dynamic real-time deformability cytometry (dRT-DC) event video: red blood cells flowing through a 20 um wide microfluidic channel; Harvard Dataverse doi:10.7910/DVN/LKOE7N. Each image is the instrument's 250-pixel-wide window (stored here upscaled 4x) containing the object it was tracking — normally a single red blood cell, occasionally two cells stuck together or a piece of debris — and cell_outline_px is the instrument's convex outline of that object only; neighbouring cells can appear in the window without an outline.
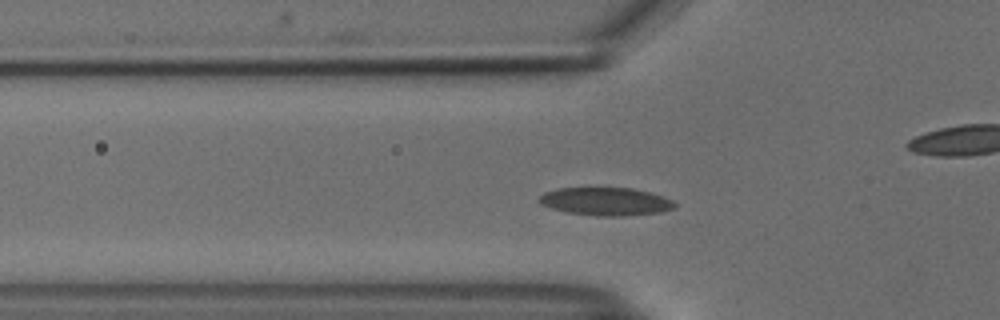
{"species": "common noctule bat (a hibernating species)", "species_latin": "Nyctalus noctula", "temperature_condition": "cold", "stored_images_in_passage": 42, "camera_frame_rate_fps": 3000, "um_per_image_px": 0.085, "animal": {"sex": "male", "body_mass_g": 18.8}, "frame": {"image": 1, "passage_image": 5, "time_ms": 1.333, "image_size_px": [1000, 320], "cell_outline_px": [[676, 204], [672, 208], [660, 212], [624, 216], [596, 216], [568, 212], [552, 208], [540, 204], [536, 200], [544, 192], [560, 188], [632, 188], [648, 192], [672, 200]], "centroid_in_image_um": [51.44, 17.13], "position_along_channel_um": 74.4, "area_um2": 21.91}}
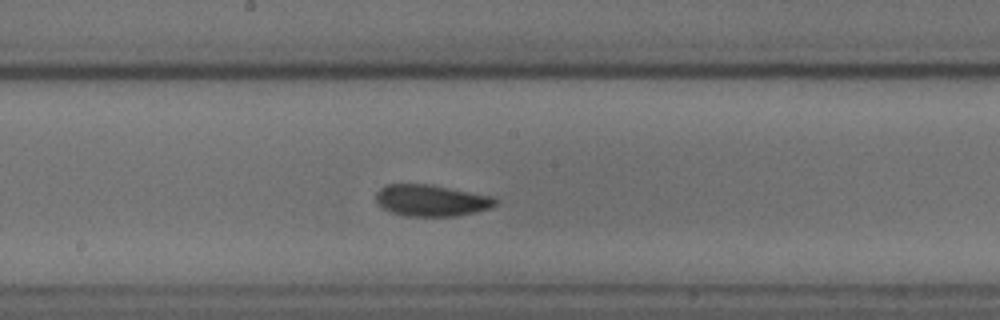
{"frame": {"image": 2, "passage_image": 16, "time_ms": 5.0, "image_size_px": [1000, 320], "cell_outline_px": [[496, 204], [492, 208], [476, 212], [456, 216], [404, 216], [392, 212], [376, 204], [376, 192], [380, 188], [388, 184], [432, 184], [496, 196]], "centroid_in_image_um": [36.7, 17.03], "position_along_channel_um": 211.5, "area_um2": 22.31}}
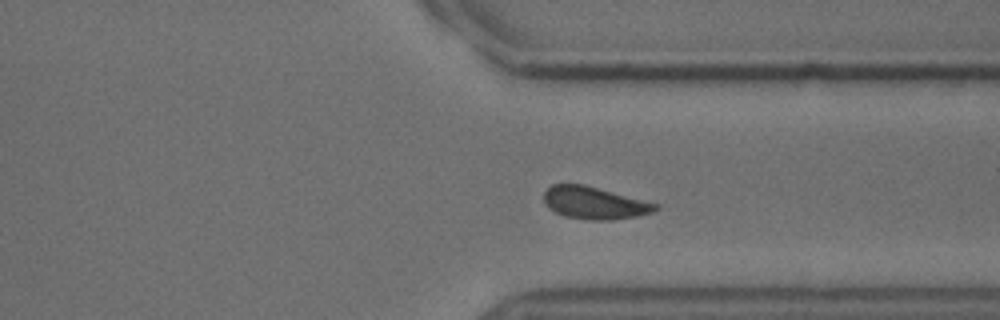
{"frame": {"image": 3, "passage_image": 28, "time_ms": 9.0, "image_size_px": [1000, 320], "cell_outline_px": [[660, 208], [652, 212], [636, 216], [608, 220], [588, 220], [564, 216], [548, 208], [544, 200], [544, 192], [552, 184], [584, 184], [660, 204]], "centroid_in_image_um": [50.53, 17.24], "position_along_channel_um": 360.9, "area_um2": 21.04}, "authors_computed_cell_mechanics": {"area_um2": 21.1837, "velocity_mm_per_s": 3.731, "shape_relaxation_time_tau1_ms": 3.3881, "shape_relaxation_time_tau2_ms": null, "deformation_change_tau1": 0.0789, "deformation_change_tau2": null}}